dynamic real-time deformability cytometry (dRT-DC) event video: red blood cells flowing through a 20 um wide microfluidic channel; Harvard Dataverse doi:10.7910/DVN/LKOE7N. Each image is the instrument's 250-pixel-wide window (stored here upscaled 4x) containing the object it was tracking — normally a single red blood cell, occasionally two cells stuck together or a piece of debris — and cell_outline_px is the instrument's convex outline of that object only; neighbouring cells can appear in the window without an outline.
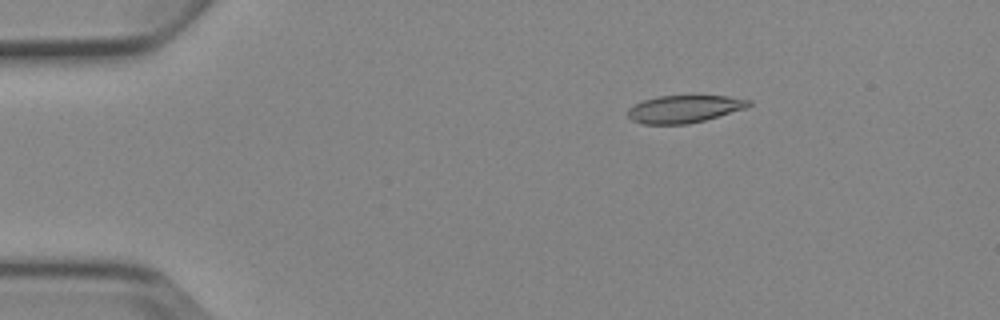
{"species": "Egyptian fruit bat (a non-hibernating species)", "species_latin": "Rousettus aegyptiacus", "temperature_condition": "cold", "stored_images_in_passage": 5, "camera_frame_rate_fps": 3000, "um_per_image_px": 0.085, "animal": {"sex": "female"}, "frame": {"image": 1, "passage_image": 3, "time_ms": 2.0, "image_size_px": [1000, 320], "cell_outline_px": [[752, 104], [744, 108], [704, 120], [688, 124], [644, 124], [632, 120], [628, 116], [628, 108], [644, 100], [660, 96], [728, 96], [752, 100]], "centroid_in_image_um": [58.16, 9.26], "position_along_channel_um": 26.8, "area_um2": 19.07}}